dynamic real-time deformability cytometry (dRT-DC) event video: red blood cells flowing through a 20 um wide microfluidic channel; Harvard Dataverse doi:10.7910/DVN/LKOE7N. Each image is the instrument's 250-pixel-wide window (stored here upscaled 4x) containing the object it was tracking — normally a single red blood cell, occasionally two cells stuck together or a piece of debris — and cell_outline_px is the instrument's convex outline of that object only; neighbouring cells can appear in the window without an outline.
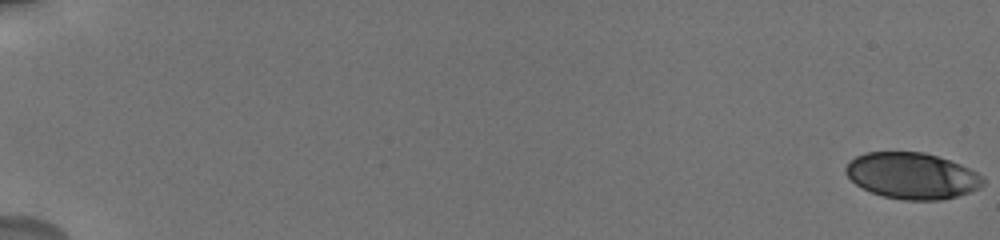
{"species": "human", "species_latin": "Homo sapiens", "temperature_condition": "cold", "stored_images_in_passage": 18, "camera_frame_rate_fps": 3000, "um_per_image_px": 0.085, "donor": {"sex": "male"}, "frame": {"image": 1, "passage_image": 1, "time_ms": 0.0, "image_size_px": [1000, 240], "cell_outline_px": [[984, 184], [980, 188], [944, 200], [904, 200], [884, 196], [872, 192], [856, 184], [844, 172], [844, 168], [856, 156], [864, 152], [924, 152], [960, 164], [984, 176]], "centroid_in_image_um": [77.53, 14.94], "position_along_channel_um": 7.5, "area_um2": 36.82}}
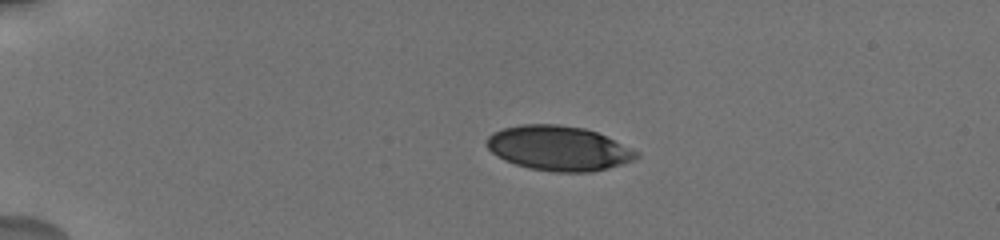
{"frame": {"image": 2, "passage_image": 11, "time_ms": 4.667, "image_size_px": [1000, 240], "cell_outline_px": [[640, 156], [632, 160], [608, 168], [592, 172], [556, 172], [528, 168], [504, 160], [492, 152], [484, 144], [484, 140], [492, 132], [504, 128], [524, 124], [556, 124], [584, 128], [596, 132], [640, 152]], "centroid_in_image_um": [47.45, 12.6], "position_along_channel_um": 37.6, "area_um2": 38.96}}
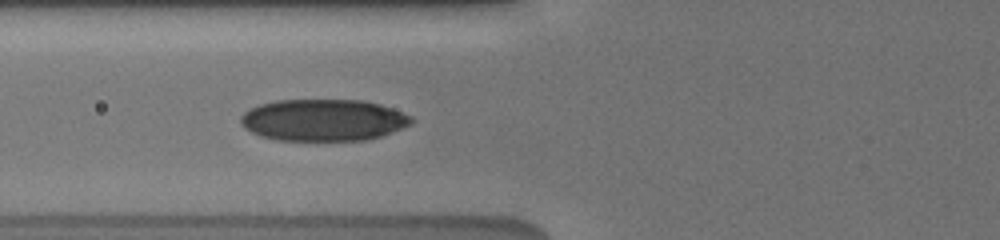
{"frame": {"image": 3, "passage_image": 18, "time_ms": 8.0, "image_size_px": [1000, 240], "cell_outline_px": [[416, 120], [412, 124], [392, 132], [380, 136], [364, 140], [276, 140], [260, 136], [244, 128], [240, 124], [240, 116], [248, 108], [260, 104], [276, 100], [364, 100], [380, 104], [392, 108], [412, 116]], "centroid_in_image_um": [27.47, 10.2], "position_along_channel_um": 98.3, "area_um2": 41.85}}